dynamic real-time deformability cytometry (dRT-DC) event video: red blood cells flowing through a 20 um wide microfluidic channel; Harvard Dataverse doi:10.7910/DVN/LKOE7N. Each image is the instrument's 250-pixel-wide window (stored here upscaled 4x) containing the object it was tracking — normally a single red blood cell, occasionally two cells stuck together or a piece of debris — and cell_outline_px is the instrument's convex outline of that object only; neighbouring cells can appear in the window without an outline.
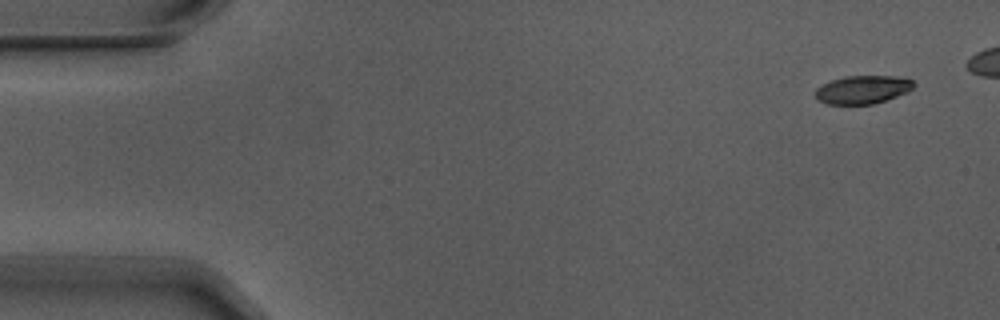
{"species": "Egyptian fruit bat (a non-hibernating species)", "species_latin": "Rousettus aegyptiacus", "temperature_condition": "warm", "stored_images_in_passage": 7, "camera_frame_rate_fps": 3000, "um_per_image_px": 0.085, "animal": {"sex": "male"}, "frame": {"image": 1, "passage_image": 1, "time_ms": 0.0, "image_size_px": [1000, 320], "cell_outline_px": [[916, 84], [908, 92], [872, 104], [828, 104], [816, 100], [816, 88], [820, 84], [832, 80], [848, 76], [892, 76], [912, 80]], "centroid_in_image_um": [73.29, 7.62], "position_along_channel_um": 11.7, "area_um2": 16.07}}
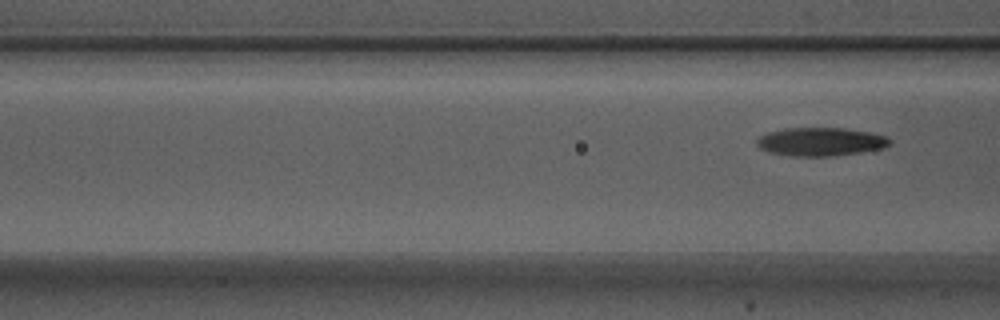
{"frame": {"image": 2, "passage_image": 7, "time_ms": 2.0, "image_size_px": [1000, 320], "cell_outline_px": [[892, 144], [884, 148], [860, 152], [832, 156], [792, 156], [768, 152], [760, 148], [756, 144], [756, 140], [760, 136], [768, 132], [784, 128], [844, 128], [868, 132], [888, 136], [892, 140]], "centroid_in_image_um": [69.77, 12.04], "position_along_channel_um": 96.8, "area_um2": 22.14}}